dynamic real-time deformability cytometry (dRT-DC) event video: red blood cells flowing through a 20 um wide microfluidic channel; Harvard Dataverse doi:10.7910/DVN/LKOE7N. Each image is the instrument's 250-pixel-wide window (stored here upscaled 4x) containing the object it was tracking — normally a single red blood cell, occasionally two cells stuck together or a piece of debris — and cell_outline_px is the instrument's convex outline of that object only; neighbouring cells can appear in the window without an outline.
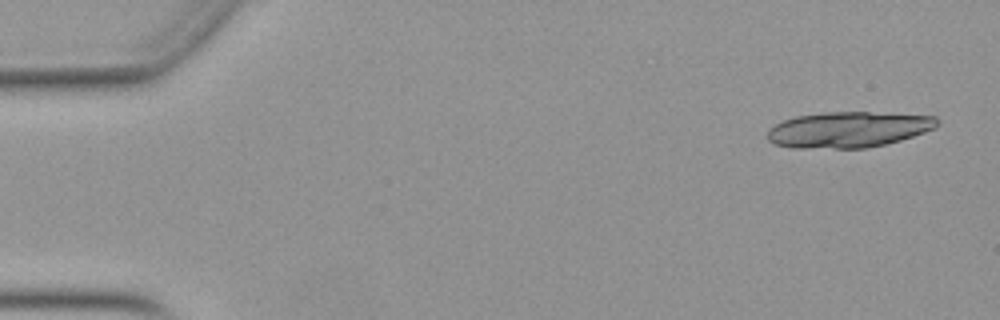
{"species": "Egyptian fruit bat (a non-hibernating species)", "species_latin": "Rousettus aegyptiacus", "temperature_condition": "warm", "stored_images_in_passage": 18, "camera_frame_rate_fps": 3000, "um_per_image_px": 0.085, "animal": {"sex": "female"}, "frame": {"image": 1, "passage_image": 2, "time_ms": 0.333, "image_size_px": [1000, 320], "cell_outline_px": [[940, 124], [936, 128], [900, 140], [868, 148], [792, 148], [772, 144], [768, 140], [768, 128], [784, 120], [796, 116], [824, 112], [868, 112], [936, 116], [940, 120]], "centroid_in_image_um": [72.11, 11.01], "position_along_channel_um": 12.9, "area_um2": 35.6}}